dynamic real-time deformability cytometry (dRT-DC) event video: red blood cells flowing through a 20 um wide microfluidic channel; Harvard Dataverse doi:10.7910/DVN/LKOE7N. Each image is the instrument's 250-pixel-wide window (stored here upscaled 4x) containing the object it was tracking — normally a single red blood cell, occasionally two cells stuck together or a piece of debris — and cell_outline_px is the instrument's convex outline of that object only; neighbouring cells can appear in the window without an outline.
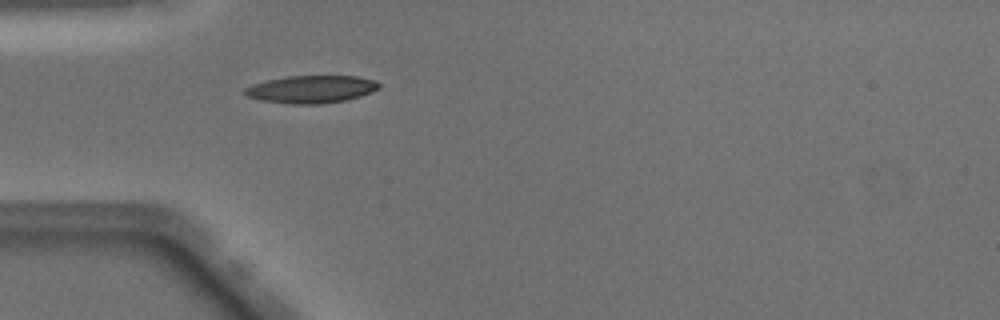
{"species": "Egyptian fruit bat (a non-hibernating species)", "species_latin": "Rousettus aegyptiacus", "temperature_condition": "warm", "stored_images_in_passage": 35, "camera_frame_rate_fps": 3000, "um_per_image_px": 0.085, "animal": {"sex": "male"}, "frame": {"image": 1, "passage_image": 1, "time_ms": 0.0, "image_size_px": [1000, 320], "cell_outline_px": [[380, 88], [372, 92], [360, 96], [344, 100], [320, 104], [292, 104], [260, 100], [248, 96], [244, 92], [244, 88], [252, 84], [268, 80], [288, 76], [356, 76], [376, 80], [380, 84]], "centroid_in_image_um": [26.48, 7.58], "position_along_channel_um": 58.5, "area_um2": 21.5}}
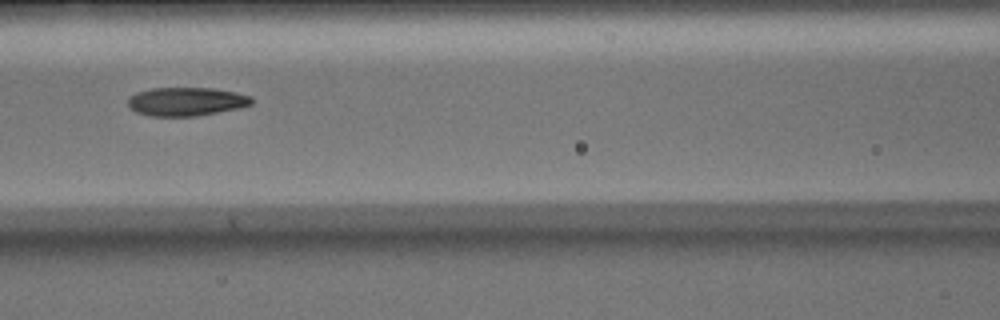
{"frame": {"image": 2, "passage_image": 8, "time_ms": 2.333, "image_size_px": [1000, 320], "cell_outline_px": [[252, 104], [240, 108], [196, 116], [148, 116], [136, 112], [128, 108], [128, 96], [136, 92], [152, 88], [212, 88], [236, 92], [252, 96]], "centroid_in_image_um": [15.8, 8.63], "position_along_channel_um": 150.8, "area_um2": 20.81}}
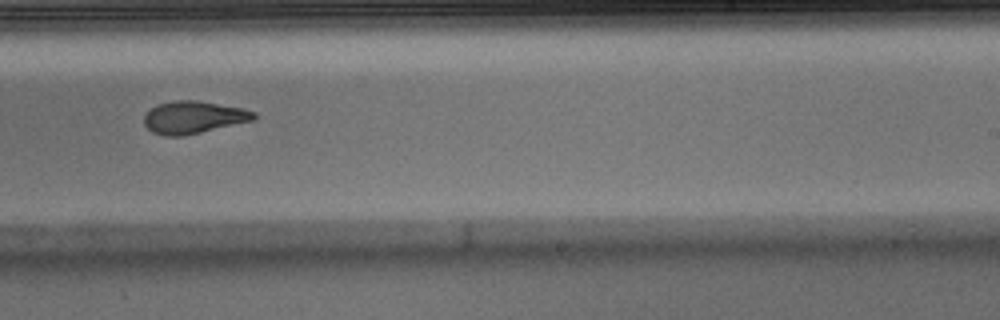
{"frame": {"image": 3, "passage_image": 17, "time_ms": 5.333, "image_size_px": [1000, 320], "cell_outline_px": [[256, 116], [252, 120], [184, 136], [164, 136], [152, 132], [144, 124], [144, 116], [156, 104], [176, 100], [196, 100], [244, 108], [256, 112]], "centroid_in_image_um": [16.43, 9.97], "position_along_channel_um": 272.6, "area_um2": 20.63}, "authors_computed_cell_mechanics": {"area_um2": 21.0392, "velocity_mm_per_s": 4.0664, "shape_relaxation_time_tau1_ms": 6.0817, "shape_relaxation_time_tau2_ms": 1.8846, "deformation_change_tau1": 0.227, "deformation_change_tau2": 0.0923}}